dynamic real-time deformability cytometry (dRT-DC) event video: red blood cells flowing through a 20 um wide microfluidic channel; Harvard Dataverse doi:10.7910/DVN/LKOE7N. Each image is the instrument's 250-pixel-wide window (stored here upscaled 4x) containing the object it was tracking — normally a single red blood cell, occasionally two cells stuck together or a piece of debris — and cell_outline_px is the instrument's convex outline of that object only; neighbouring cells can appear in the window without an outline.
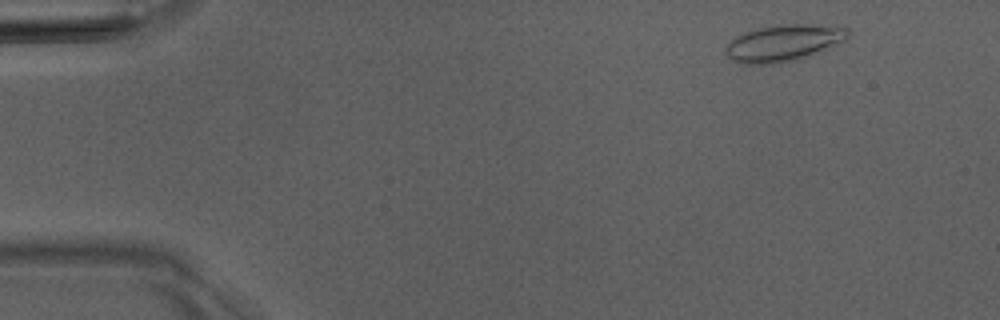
{"species": "Egyptian fruit bat (a non-hibernating species)", "species_latin": "Rousettus aegyptiacus", "temperature_condition": "room temperature", "stored_images_in_passage": 5, "camera_frame_rate_fps": 3000, "um_per_image_px": 0.085, "animal": {"sex": "male"}, "frame": {"image": 1, "passage_image": 2, "time_ms": 1.0, "image_size_px": [1000, 320], "cell_outline_px": [[852, 32], [848, 40], [812, 56], [800, 60], [772, 64], [744, 64], [732, 60], [724, 52], [728, 44], [736, 36], [744, 32], [756, 28], [776, 24], [812, 24], [848, 28]], "centroid_in_image_um": [66.67, 3.65], "position_along_channel_um": 18.3, "area_um2": 26.76}}